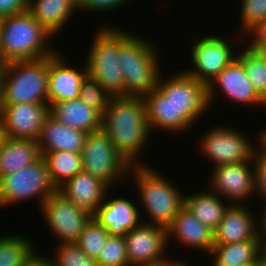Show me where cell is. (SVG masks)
Instances as JSON below:
<instances>
[{
    "label": "cell",
    "mask_w": 266,
    "mask_h": 266,
    "mask_svg": "<svg viewBox=\"0 0 266 266\" xmlns=\"http://www.w3.org/2000/svg\"><path fill=\"white\" fill-rule=\"evenodd\" d=\"M102 129L112 140L117 152L131 166H145L138 162L141 153L150 141L151 131L147 122L143 97L112 96L103 113Z\"/></svg>",
    "instance_id": "6da1fadb"
},
{
    "label": "cell",
    "mask_w": 266,
    "mask_h": 266,
    "mask_svg": "<svg viewBox=\"0 0 266 266\" xmlns=\"http://www.w3.org/2000/svg\"><path fill=\"white\" fill-rule=\"evenodd\" d=\"M136 34L131 33L119 45L117 62L124 77V95L143 97L158 85L161 58L152 41Z\"/></svg>",
    "instance_id": "7a4b0ae2"
},
{
    "label": "cell",
    "mask_w": 266,
    "mask_h": 266,
    "mask_svg": "<svg viewBox=\"0 0 266 266\" xmlns=\"http://www.w3.org/2000/svg\"><path fill=\"white\" fill-rule=\"evenodd\" d=\"M51 35L28 12L4 17L0 35V60H35L54 55ZM50 39V40H49Z\"/></svg>",
    "instance_id": "3957f363"
},
{
    "label": "cell",
    "mask_w": 266,
    "mask_h": 266,
    "mask_svg": "<svg viewBox=\"0 0 266 266\" xmlns=\"http://www.w3.org/2000/svg\"><path fill=\"white\" fill-rule=\"evenodd\" d=\"M130 175L137 184L139 201L145 208L146 215L151 219L147 223L167 229L184 207L185 194L174 185L175 183H171L168 178L147 163L145 166L131 167Z\"/></svg>",
    "instance_id": "277c9868"
},
{
    "label": "cell",
    "mask_w": 266,
    "mask_h": 266,
    "mask_svg": "<svg viewBox=\"0 0 266 266\" xmlns=\"http://www.w3.org/2000/svg\"><path fill=\"white\" fill-rule=\"evenodd\" d=\"M132 32L107 24L94 34L84 64L87 74L112 96L124 95V77L118 61L119 45Z\"/></svg>",
    "instance_id": "5b68a950"
},
{
    "label": "cell",
    "mask_w": 266,
    "mask_h": 266,
    "mask_svg": "<svg viewBox=\"0 0 266 266\" xmlns=\"http://www.w3.org/2000/svg\"><path fill=\"white\" fill-rule=\"evenodd\" d=\"M49 103L48 57L7 63L0 104Z\"/></svg>",
    "instance_id": "8992f818"
},
{
    "label": "cell",
    "mask_w": 266,
    "mask_h": 266,
    "mask_svg": "<svg viewBox=\"0 0 266 266\" xmlns=\"http://www.w3.org/2000/svg\"><path fill=\"white\" fill-rule=\"evenodd\" d=\"M58 188L51 180L50 174L43 158L33 164L0 177V208L15 206L28 199L36 198L41 205Z\"/></svg>",
    "instance_id": "52a82bcc"
},
{
    "label": "cell",
    "mask_w": 266,
    "mask_h": 266,
    "mask_svg": "<svg viewBox=\"0 0 266 266\" xmlns=\"http://www.w3.org/2000/svg\"><path fill=\"white\" fill-rule=\"evenodd\" d=\"M81 162L84 172L100 179L110 188L120 181L122 183L131 169L103 129L87 133Z\"/></svg>",
    "instance_id": "ba28073f"
},
{
    "label": "cell",
    "mask_w": 266,
    "mask_h": 266,
    "mask_svg": "<svg viewBox=\"0 0 266 266\" xmlns=\"http://www.w3.org/2000/svg\"><path fill=\"white\" fill-rule=\"evenodd\" d=\"M231 127L215 126L201 138L200 151L214 167L253 160L255 144Z\"/></svg>",
    "instance_id": "9c48e42d"
},
{
    "label": "cell",
    "mask_w": 266,
    "mask_h": 266,
    "mask_svg": "<svg viewBox=\"0 0 266 266\" xmlns=\"http://www.w3.org/2000/svg\"><path fill=\"white\" fill-rule=\"evenodd\" d=\"M228 41L213 34L199 37L189 55L193 68L185 72L207 87L238 56V51L234 53V47Z\"/></svg>",
    "instance_id": "30bf717a"
},
{
    "label": "cell",
    "mask_w": 266,
    "mask_h": 266,
    "mask_svg": "<svg viewBox=\"0 0 266 266\" xmlns=\"http://www.w3.org/2000/svg\"><path fill=\"white\" fill-rule=\"evenodd\" d=\"M172 75H168L169 78L165 80L161 74L157 88L170 98L178 111L195 124L209 108L207 88L185 71L174 72Z\"/></svg>",
    "instance_id": "8fae6325"
},
{
    "label": "cell",
    "mask_w": 266,
    "mask_h": 266,
    "mask_svg": "<svg viewBox=\"0 0 266 266\" xmlns=\"http://www.w3.org/2000/svg\"><path fill=\"white\" fill-rule=\"evenodd\" d=\"M58 243H76L93 215L77 207L60 192L51 195L39 209Z\"/></svg>",
    "instance_id": "7c38bea8"
},
{
    "label": "cell",
    "mask_w": 266,
    "mask_h": 266,
    "mask_svg": "<svg viewBox=\"0 0 266 266\" xmlns=\"http://www.w3.org/2000/svg\"><path fill=\"white\" fill-rule=\"evenodd\" d=\"M129 266H158L169 258L167 229L141 222L124 234Z\"/></svg>",
    "instance_id": "4fadbf2b"
},
{
    "label": "cell",
    "mask_w": 266,
    "mask_h": 266,
    "mask_svg": "<svg viewBox=\"0 0 266 266\" xmlns=\"http://www.w3.org/2000/svg\"><path fill=\"white\" fill-rule=\"evenodd\" d=\"M210 170L209 190L224 200L227 199L230 204H243L249 197L254 196L253 193H256L253 160L221 165Z\"/></svg>",
    "instance_id": "5bb4252c"
},
{
    "label": "cell",
    "mask_w": 266,
    "mask_h": 266,
    "mask_svg": "<svg viewBox=\"0 0 266 266\" xmlns=\"http://www.w3.org/2000/svg\"><path fill=\"white\" fill-rule=\"evenodd\" d=\"M206 88L209 108L217 96L215 95L217 88L221 89L222 94L225 93L228 100H232L236 104L266 106V102L254 90L245 67L238 58L225 67Z\"/></svg>",
    "instance_id": "9a60e30c"
},
{
    "label": "cell",
    "mask_w": 266,
    "mask_h": 266,
    "mask_svg": "<svg viewBox=\"0 0 266 266\" xmlns=\"http://www.w3.org/2000/svg\"><path fill=\"white\" fill-rule=\"evenodd\" d=\"M48 114L49 103L0 104L7 138L36 141Z\"/></svg>",
    "instance_id": "2e32d148"
},
{
    "label": "cell",
    "mask_w": 266,
    "mask_h": 266,
    "mask_svg": "<svg viewBox=\"0 0 266 266\" xmlns=\"http://www.w3.org/2000/svg\"><path fill=\"white\" fill-rule=\"evenodd\" d=\"M61 56V57H60ZM76 69L69 65L59 51L48 56V101L59 102L77 99L82 82L86 78L87 67Z\"/></svg>",
    "instance_id": "e0dca14e"
},
{
    "label": "cell",
    "mask_w": 266,
    "mask_h": 266,
    "mask_svg": "<svg viewBox=\"0 0 266 266\" xmlns=\"http://www.w3.org/2000/svg\"><path fill=\"white\" fill-rule=\"evenodd\" d=\"M259 220L254 217L249 206L231 204L213 232L214 245L262 239Z\"/></svg>",
    "instance_id": "ac0fdd59"
},
{
    "label": "cell",
    "mask_w": 266,
    "mask_h": 266,
    "mask_svg": "<svg viewBox=\"0 0 266 266\" xmlns=\"http://www.w3.org/2000/svg\"><path fill=\"white\" fill-rule=\"evenodd\" d=\"M213 232L184 206L167 228V245L175 239L174 241L182 246L210 254L214 245Z\"/></svg>",
    "instance_id": "d6986e66"
},
{
    "label": "cell",
    "mask_w": 266,
    "mask_h": 266,
    "mask_svg": "<svg viewBox=\"0 0 266 266\" xmlns=\"http://www.w3.org/2000/svg\"><path fill=\"white\" fill-rule=\"evenodd\" d=\"M147 122L151 134L157 129L172 134L191 129L192 123L178 111L170 98L165 96L157 87L143 96ZM153 129V130H152Z\"/></svg>",
    "instance_id": "ffe728a7"
},
{
    "label": "cell",
    "mask_w": 266,
    "mask_h": 266,
    "mask_svg": "<svg viewBox=\"0 0 266 266\" xmlns=\"http://www.w3.org/2000/svg\"><path fill=\"white\" fill-rule=\"evenodd\" d=\"M108 189L111 188L103 181L82 170L62 184L58 192L77 207L94 215L106 199Z\"/></svg>",
    "instance_id": "44dd1931"
},
{
    "label": "cell",
    "mask_w": 266,
    "mask_h": 266,
    "mask_svg": "<svg viewBox=\"0 0 266 266\" xmlns=\"http://www.w3.org/2000/svg\"><path fill=\"white\" fill-rule=\"evenodd\" d=\"M106 200L93 217L110 234L124 235L141 223V211L130 199L119 197Z\"/></svg>",
    "instance_id": "7402d4cb"
},
{
    "label": "cell",
    "mask_w": 266,
    "mask_h": 266,
    "mask_svg": "<svg viewBox=\"0 0 266 266\" xmlns=\"http://www.w3.org/2000/svg\"><path fill=\"white\" fill-rule=\"evenodd\" d=\"M86 135L87 132L61 124L48 114L36 141L40 152L62 150L81 154Z\"/></svg>",
    "instance_id": "603a6c76"
},
{
    "label": "cell",
    "mask_w": 266,
    "mask_h": 266,
    "mask_svg": "<svg viewBox=\"0 0 266 266\" xmlns=\"http://www.w3.org/2000/svg\"><path fill=\"white\" fill-rule=\"evenodd\" d=\"M49 114L59 123L87 133L102 129L103 115L79 98L49 103Z\"/></svg>",
    "instance_id": "cb8c5ba5"
},
{
    "label": "cell",
    "mask_w": 266,
    "mask_h": 266,
    "mask_svg": "<svg viewBox=\"0 0 266 266\" xmlns=\"http://www.w3.org/2000/svg\"><path fill=\"white\" fill-rule=\"evenodd\" d=\"M76 0H29L28 12L52 37L63 29L77 10Z\"/></svg>",
    "instance_id": "d4e9b609"
},
{
    "label": "cell",
    "mask_w": 266,
    "mask_h": 266,
    "mask_svg": "<svg viewBox=\"0 0 266 266\" xmlns=\"http://www.w3.org/2000/svg\"><path fill=\"white\" fill-rule=\"evenodd\" d=\"M212 266L262 265V239L213 245Z\"/></svg>",
    "instance_id": "484cf974"
},
{
    "label": "cell",
    "mask_w": 266,
    "mask_h": 266,
    "mask_svg": "<svg viewBox=\"0 0 266 266\" xmlns=\"http://www.w3.org/2000/svg\"><path fill=\"white\" fill-rule=\"evenodd\" d=\"M41 157L37 141L6 138L0 146V177L29 166Z\"/></svg>",
    "instance_id": "4316f807"
},
{
    "label": "cell",
    "mask_w": 266,
    "mask_h": 266,
    "mask_svg": "<svg viewBox=\"0 0 266 266\" xmlns=\"http://www.w3.org/2000/svg\"><path fill=\"white\" fill-rule=\"evenodd\" d=\"M215 194L213 191L206 190L200 193L185 194L184 206L204 225L211 230H215L224 217L225 212L230 207L227 200Z\"/></svg>",
    "instance_id": "83f0119b"
},
{
    "label": "cell",
    "mask_w": 266,
    "mask_h": 266,
    "mask_svg": "<svg viewBox=\"0 0 266 266\" xmlns=\"http://www.w3.org/2000/svg\"><path fill=\"white\" fill-rule=\"evenodd\" d=\"M41 155L57 188L82 171L81 154L58 150L41 152Z\"/></svg>",
    "instance_id": "f1b7e54d"
},
{
    "label": "cell",
    "mask_w": 266,
    "mask_h": 266,
    "mask_svg": "<svg viewBox=\"0 0 266 266\" xmlns=\"http://www.w3.org/2000/svg\"><path fill=\"white\" fill-rule=\"evenodd\" d=\"M37 253L34 242L26 236H0V266H27Z\"/></svg>",
    "instance_id": "f546056e"
},
{
    "label": "cell",
    "mask_w": 266,
    "mask_h": 266,
    "mask_svg": "<svg viewBox=\"0 0 266 266\" xmlns=\"http://www.w3.org/2000/svg\"><path fill=\"white\" fill-rule=\"evenodd\" d=\"M245 47L238 51L237 58L243 63L254 90L266 102V65L256 52Z\"/></svg>",
    "instance_id": "4dcf8cb0"
},
{
    "label": "cell",
    "mask_w": 266,
    "mask_h": 266,
    "mask_svg": "<svg viewBox=\"0 0 266 266\" xmlns=\"http://www.w3.org/2000/svg\"><path fill=\"white\" fill-rule=\"evenodd\" d=\"M111 234L94 217L87 223L76 244L89 257L96 259Z\"/></svg>",
    "instance_id": "1f68e13d"
},
{
    "label": "cell",
    "mask_w": 266,
    "mask_h": 266,
    "mask_svg": "<svg viewBox=\"0 0 266 266\" xmlns=\"http://www.w3.org/2000/svg\"><path fill=\"white\" fill-rule=\"evenodd\" d=\"M95 260L98 266H129L124 235L111 234Z\"/></svg>",
    "instance_id": "d6a6232c"
},
{
    "label": "cell",
    "mask_w": 266,
    "mask_h": 266,
    "mask_svg": "<svg viewBox=\"0 0 266 266\" xmlns=\"http://www.w3.org/2000/svg\"><path fill=\"white\" fill-rule=\"evenodd\" d=\"M50 261L54 266H98L96 260L86 255L76 243L57 244L55 257Z\"/></svg>",
    "instance_id": "836d02e7"
},
{
    "label": "cell",
    "mask_w": 266,
    "mask_h": 266,
    "mask_svg": "<svg viewBox=\"0 0 266 266\" xmlns=\"http://www.w3.org/2000/svg\"><path fill=\"white\" fill-rule=\"evenodd\" d=\"M78 98L92 108L97 109L103 115L112 95L96 80L87 75L82 82Z\"/></svg>",
    "instance_id": "e575fe53"
},
{
    "label": "cell",
    "mask_w": 266,
    "mask_h": 266,
    "mask_svg": "<svg viewBox=\"0 0 266 266\" xmlns=\"http://www.w3.org/2000/svg\"><path fill=\"white\" fill-rule=\"evenodd\" d=\"M240 1L241 29L246 34L258 23L266 20V0H237Z\"/></svg>",
    "instance_id": "d590c367"
},
{
    "label": "cell",
    "mask_w": 266,
    "mask_h": 266,
    "mask_svg": "<svg viewBox=\"0 0 266 266\" xmlns=\"http://www.w3.org/2000/svg\"><path fill=\"white\" fill-rule=\"evenodd\" d=\"M131 0H76L78 10L91 11L90 13H104L115 11L120 6H125ZM125 4V5H124Z\"/></svg>",
    "instance_id": "8d00e7d4"
},
{
    "label": "cell",
    "mask_w": 266,
    "mask_h": 266,
    "mask_svg": "<svg viewBox=\"0 0 266 266\" xmlns=\"http://www.w3.org/2000/svg\"><path fill=\"white\" fill-rule=\"evenodd\" d=\"M254 179L255 192L260 198H266V157L258 156L254 153Z\"/></svg>",
    "instance_id": "74e56055"
},
{
    "label": "cell",
    "mask_w": 266,
    "mask_h": 266,
    "mask_svg": "<svg viewBox=\"0 0 266 266\" xmlns=\"http://www.w3.org/2000/svg\"><path fill=\"white\" fill-rule=\"evenodd\" d=\"M251 38V42L247 46L250 50L256 51L259 48L266 47V20L258 23L254 28H252L247 34L246 38Z\"/></svg>",
    "instance_id": "f35d334b"
},
{
    "label": "cell",
    "mask_w": 266,
    "mask_h": 266,
    "mask_svg": "<svg viewBox=\"0 0 266 266\" xmlns=\"http://www.w3.org/2000/svg\"><path fill=\"white\" fill-rule=\"evenodd\" d=\"M29 0H0V17H9L28 11Z\"/></svg>",
    "instance_id": "ab89813d"
},
{
    "label": "cell",
    "mask_w": 266,
    "mask_h": 266,
    "mask_svg": "<svg viewBox=\"0 0 266 266\" xmlns=\"http://www.w3.org/2000/svg\"><path fill=\"white\" fill-rule=\"evenodd\" d=\"M261 131L262 132L259 134V136H257V138L259 137L257 143H260H258L259 147L255 145V154L261 157H266V128Z\"/></svg>",
    "instance_id": "60d3db41"
},
{
    "label": "cell",
    "mask_w": 266,
    "mask_h": 266,
    "mask_svg": "<svg viewBox=\"0 0 266 266\" xmlns=\"http://www.w3.org/2000/svg\"><path fill=\"white\" fill-rule=\"evenodd\" d=\"M27 266H54L50 261V258L45 257L43 255H39L38 253L35 257L27 264Z\"/></svg>",
    "instance_id": "b9f144b4"
},
{
    "label": "cell",
    "mask_w": 266,
    "mask_h": 266,
    "mask_svg": "<svg viewBox=\"0 0 266 266\" xmlns=\"http://www.w3.org/2000/svg\"><path fill=\"white\" fill-rule=\"evenodd\" d=\"M7 69V63L0 60V100L3 94L4 77Z\"/></svg>",
    "instance_id": "7bdbcfd3"
},
{
    "label": "cell",
    "mask_w": 266,
    "mask_h": 266,
    "mask_svg": "<svg viewBox=\"0 0 266 266\" xmlns=\"http://www.w3.org/2000/svg\"><path fill=\"white\" fill-rule=\"evenodd\" d=\"M158 266H190L189 263L186 264L184 260H177V258L171 259L169 258L167 261H165L162 264H159Z\"/></svg>",
    "instance_id": "ee69618b"
},
{
    "label": "cell",
    "mask_w": 266,
    "mask_h": 266,
    "mask_svg": "<svg viewBox=\"0 0 266 266\" xmlns=\"http://www.w3.org/2000/svg\"><path fill=\"white\" fill-rule=\"evenodd\" d=\"M262 236V262L266 263V227H261Z\"/></svg>",
    "instance_id": "f6af8a7d"
},
{
    "label": "cell",
    "mask_w": 266,
    "mask_h": 266,
    "mask_svg": "<svg viewBox=\"0 0 266 266\" xmlns=\"http://www.w3.org/2000/svg\"><path fill=\"white\" fill-rule=\"evenodd\" d=\"M6 138L7 137H6V133H5L4 123H3V120L0 116V146L3 145Z\"/></svg>",
    "instance_id": "bcb514c9"
},
{
    "label": "cell",
    "mask_w": 266,
    "mask_h": 266,
    "mask_svg": "<svg viewBox=\"0 0 266 266\" xmlns=\"http://www.w3.org/2000/svg\"><path fill=\"white\" fill-rule=\"evenodd\" d=\"M264 204L266 203V198L264 199ZM263 214V215H261ZM261 217L260 218V224L261 227H266V205H264V210H262V212L260 213Z\"/></svg>",
    "instance_id": "7dc6e473"
},
{
    "label": "cell",
    "mask_w": 266,
    "mask_h": 266,
    "mask_svg": "<svg viewBox=\"0 0 266 266\" xmlns=\"http://www.w3.org/2000/svg\"><path fill=\"white\" fill-rule=\"evenodd\" d=\"M255 52L261 57V59L266 65V47L259 48Z\"/></svg>",
    "instance_id": "c3c4849f"
},
{
    "label": "cell",
    "mask_w": 266,
    "mask_h": 266,
    "mask_svg": "<svg viewBox=\"0 0 266 266\" xmlns=\"http://www.w3.org/2000/svg\"><path fill=\"white\" fill-rule=\"evenodd\" d=\"M2 20L3 18L0 17V35H1V28H2Z\"/></svg>",
    "instance_id": "681fc988"
}]
</instances>
